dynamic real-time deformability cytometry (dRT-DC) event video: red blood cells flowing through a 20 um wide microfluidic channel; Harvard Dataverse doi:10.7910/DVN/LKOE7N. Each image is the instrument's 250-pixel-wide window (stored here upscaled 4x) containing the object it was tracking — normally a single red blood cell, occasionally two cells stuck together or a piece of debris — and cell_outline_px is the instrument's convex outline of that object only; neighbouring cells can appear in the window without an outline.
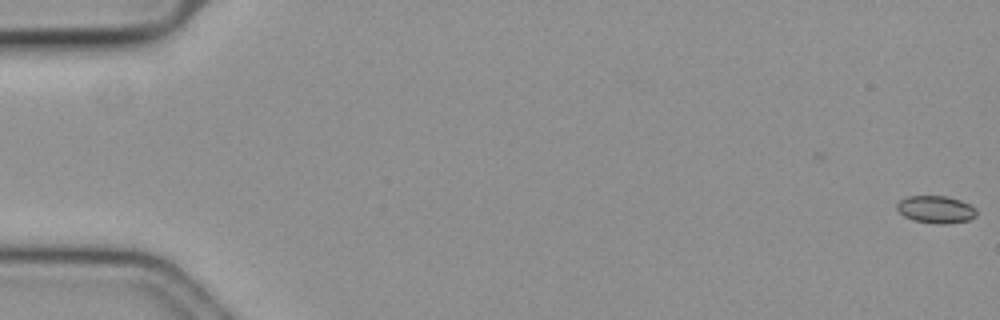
{"species": "common noctule bat (a hibernating species)", "species_latin": "Nyctalus noctula", "temperature_condition": "cold", "stored_images_in_passage": 17, "camera_frame_rate_fps": 3000, "um_per_image_px": 0.085, "animal": {"sex": "female", "body_mass_g": 19.3, "forearm_length_mm": 54.1}, "frame": {"image": 1, "passage_image": 1, "time_ms": 0.0, "image_size_px": [1000, 320], "cell_outline_px": [[976, 216], [968, 220], [948, 224], [936, 224], [912, 220], [904, 216], [896, 208], [896, 204], [900, 200], [908, 196], [948, 196], [960, 200], [976, 208]], "centroid_in_image_um": [79.54, 17.81], "position_along_channel_um": 5.5, "area_um2": 12.77}}
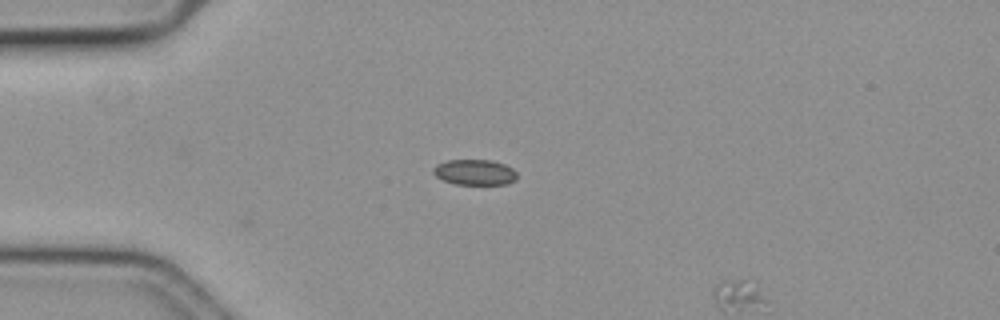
{"frame": {"image": 2, "passage_image": 17, "time_ms": 5.333, "image_size_px": [1000, 320], "cell_outline_px": [[516, 180], [508, 184], [452, 184], [436, 176], [432, 172], [432, 168], [436, 164], [448, 160], [492, 160], [504, 164], [512, 168], [516, 172]], "centroid_in_image_um": [40.34, 14.64], "position_along_channel_um": 44.7, "area_um2": 12.54}}